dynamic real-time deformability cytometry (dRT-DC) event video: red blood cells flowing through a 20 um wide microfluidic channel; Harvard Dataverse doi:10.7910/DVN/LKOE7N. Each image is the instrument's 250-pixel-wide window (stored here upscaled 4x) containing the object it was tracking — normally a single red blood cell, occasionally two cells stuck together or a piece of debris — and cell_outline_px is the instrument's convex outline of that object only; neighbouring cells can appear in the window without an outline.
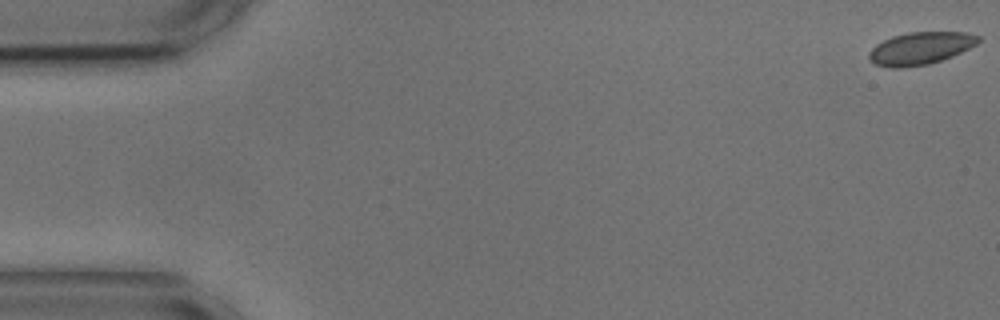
{"species": "common noctule bat (a hibernating species)", "species_latin": "Nyctalus noctula", "temperature_condition": "cold", "stored_images_in_passage": 11, "camera_frame_rate_fps": 3000, "um_per_image_px": 0.085, "animal": {"sex": "male", "body_mass_g": 17.9, "forearm_length_mm": 54.2}, "frame": {"image": 1, "passage_image": 1, "time_ms": 0.0, "image_size_px": [1000, 320], "cell_outline_px": [[980, 40], [976, 44], [952, 56], [928, 64], [904, 68], [892, 68], [876, 64], [868, 60], [868, 52], [876, 44], [892, 36], [908, 32], [968, 32], [980, 36]], "centroid_in_image_um": [78.21, 4.1], "position_along_channel_um": 6.8, "area_um2": 20.69}}